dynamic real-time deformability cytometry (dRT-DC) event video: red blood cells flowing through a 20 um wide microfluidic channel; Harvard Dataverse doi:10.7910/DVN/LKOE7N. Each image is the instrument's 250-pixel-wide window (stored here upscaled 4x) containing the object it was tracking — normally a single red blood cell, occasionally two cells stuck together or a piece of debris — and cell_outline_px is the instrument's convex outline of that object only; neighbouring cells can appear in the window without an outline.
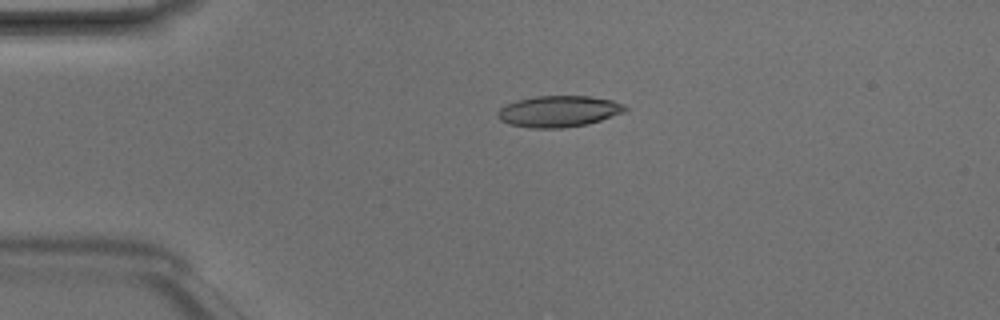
{"species": "Egyptian fruit bat (a non-hibernating species)", "species_latin": "Rousettus aegyptiacus", "temperature_condition": "room temperature", "stored_images_in_passage": 2, "camera_frame_rate_fps": 3000, "um_per_image_px": 0.085, "animal": {"sex": "male"}, "frame": {"image": 1, "passage_image": 1, "time_ms": 0.0, "image_size_px": [1000, 320], "cell_outline_px": [[628, 108], [624, 112], [588, 124], [560, 128], [532, 128], [508, 124], [500, 120], [496, 116], [496, 112], [500, 108], [516, 100], [536, 96], [592, 96], [612, 100], [624, 104]], "centroid_in_image_um": [47.47, 9.46], "position_along_channel_um": 37.5, "area_um2": 23.29}}